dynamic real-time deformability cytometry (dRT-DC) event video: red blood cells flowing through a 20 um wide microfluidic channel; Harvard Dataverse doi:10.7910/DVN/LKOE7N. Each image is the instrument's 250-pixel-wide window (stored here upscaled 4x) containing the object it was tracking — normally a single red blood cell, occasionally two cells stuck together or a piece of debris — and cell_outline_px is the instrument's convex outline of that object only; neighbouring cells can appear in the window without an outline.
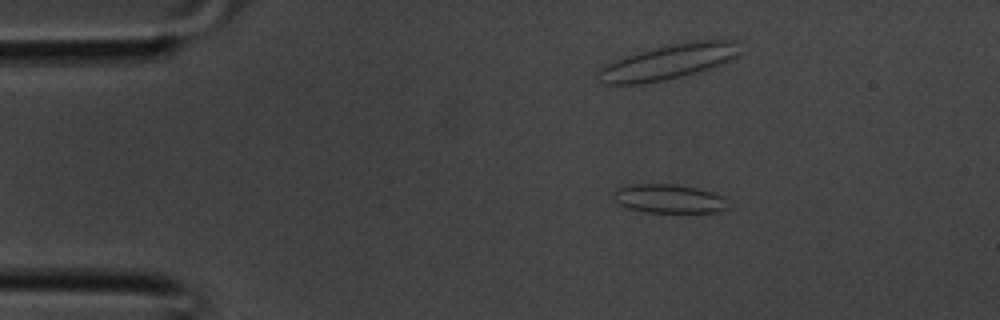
{"species": "common noctule bat (a hibernating species)", "species_latin": "Nyctalus noctula", "temperature_condition": "room temperature", "stored_images_in_passage": 31, "camera_frame_rate_fps": 3000, "um_per_image_px": 0.085, "animal": {"sex": "male", "body_mass_g": 20.1, "forearm_length_mm": 53.5}, "frame": {"image": 1, "passage_image": 1, "time_ms": 0.0, "image_size_px": [1000, 320], "cell_outline_px": [[728, 208], [720, 212], [648, 212], [628, 208], [612, 200], [612, 192], [616, 188], [628, 184], [676, 184], [696, 188], [712, 192], [724, 196]], "centroid_in_image_um": [56.81, 16.88], "position_along_channel_um": 28.2, "area_um2": 19.42}}
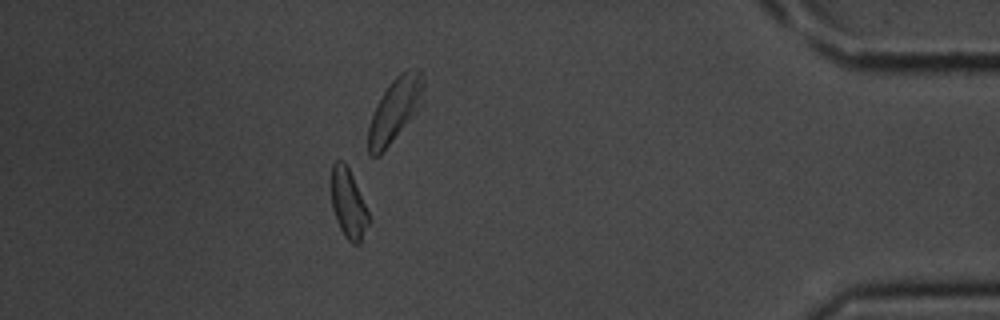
{"frame": {"image": 2, "passage_image": 27, "time_ms": 8.667, "image_size_px": [1000, 320], "cell_outline_px": [[372, 220], [360, 244], [352, 244], [344, 236], [336, 220], [332, 208], [332, 164], [336, 160], [344, 160], [352, 176]], "centroid_in_image_um": [29.63, 17.37], "position_along_channel_um": 405.6, "area_um2": 15.2}}